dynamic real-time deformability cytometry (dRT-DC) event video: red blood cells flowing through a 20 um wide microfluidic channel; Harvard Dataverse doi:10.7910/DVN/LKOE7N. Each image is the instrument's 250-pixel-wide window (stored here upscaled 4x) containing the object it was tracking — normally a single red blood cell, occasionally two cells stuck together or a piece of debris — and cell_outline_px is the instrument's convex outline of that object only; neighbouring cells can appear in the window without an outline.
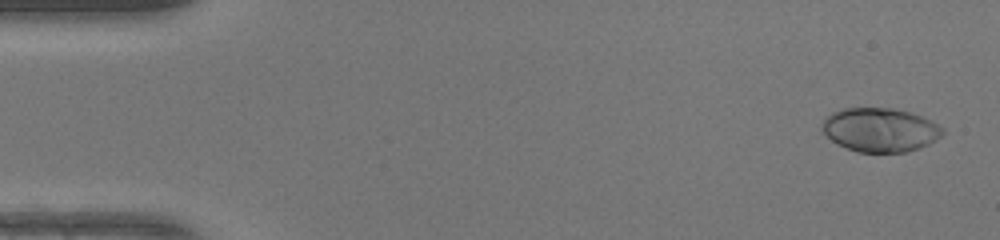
{"species": "human", "species_latin": "Homo sapiens", "temperature_condition": "warm", "stored_images_in_passage": 49, "segment_of_instrument_passage": [1, 2], "camera_frame_rate_fps": 3000, "um_per_image_px": 0.085, "donor": {"sex": "female"}, "frame": {"image": 1, "passage_image": 2, "time_ms": 0.333, "image_size_px": [1000, 240], "cell_outline_px": [[944, 132], [936, 140], [928, 144], [904, 152], [856, 152], [836, 144], [820, 128], [824, 116], [840, 108], [892, 108], [912, 112], [944, 128]], "centroid_in_image_um": [74.75, 11.02], "position_along_channel_um": 10.2, "area_um2": 30.87}}
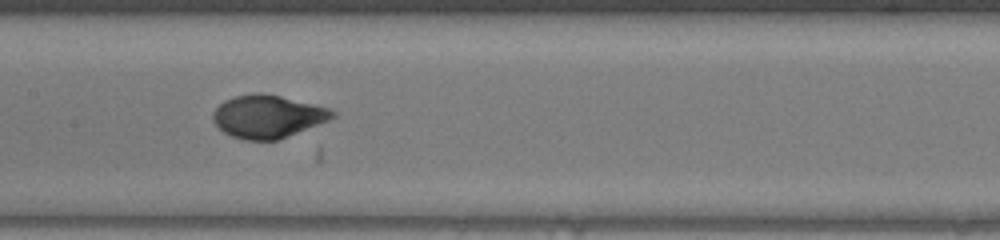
{"frame": {"image": 2, "passage_image": 24, "time_ms": 7.667, "image_size_px": [1000, 240], "cell_outline_px": [[336, 116], [328, 120], [276, 140], [244, 140], [232, 136], [224, 132], [212, 120], [212, 112], [224, 100], [236, 96], [256, 92], [264, 92], [328, 108], [336, 112]], "centroid_in_image_um": [22.71, 9.89], "position_along_channel_um": 184.7, "area_um2": 29.48}}
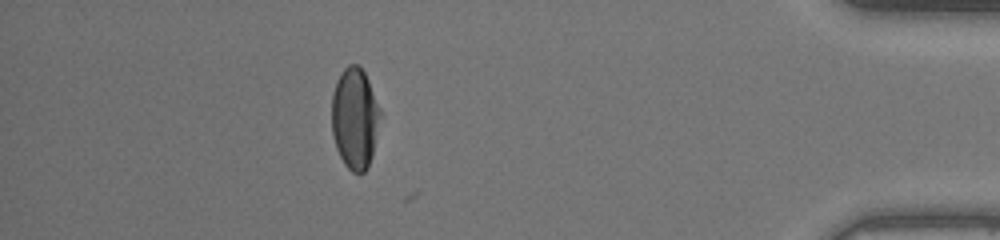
{"frame": {"image": 3, "passage_image": 43, "time_ms": 14.0, "image_size_px": [1000, 240], "cell_outline_px": [[380, 112], [372, 156], [364, 172], [352, 172], [344, 164], [336, 148], [332, 132], [332, 92], [336, 80], [344, 68], [348, 64], [360, 64], [368, 80], [380, 108]], "centroid_in_image_um": [30.13, 10.02], "position_along_channel_um": 405.1, "area_um2": 28.38}}